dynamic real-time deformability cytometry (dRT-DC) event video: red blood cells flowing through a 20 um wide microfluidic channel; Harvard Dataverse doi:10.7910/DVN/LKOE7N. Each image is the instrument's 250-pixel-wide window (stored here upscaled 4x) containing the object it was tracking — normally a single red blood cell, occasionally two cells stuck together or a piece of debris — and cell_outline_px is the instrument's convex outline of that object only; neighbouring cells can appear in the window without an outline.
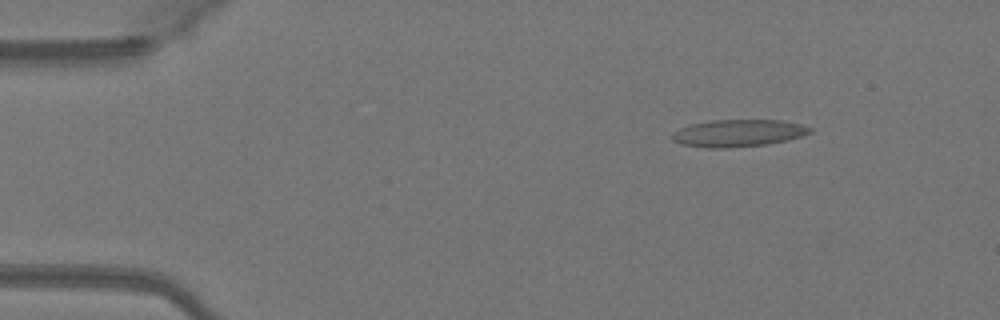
{"species": "Egyptian fruit bat (a non-hibernating species)", "species_latin": "Rousettus aegyptiacus", "temperature_condition": "warm", "stored_images_in_passage": 44, "camera_frame_rate_fps": 3000, "um_per_image_px": 0.085, "animal": {"sex": "female"}, "frame": {"image": 1, "passage_image": 1, "time_ms": 0.0, "image_size_px": [1000, 320], "cell_outline_px": [[812, 132], [788, 140], [768, 144], [728, 148], [708, 148], [680, 144], [672, 140], [672, 136], [680, 128], [692, 124], [712, 120], [780, 120], [800, 124], [812, 128]], "centroid_in_image_um": [62.76, 11.32], "position_along_channel_um": 22.2, "area_um2": 21.73}}
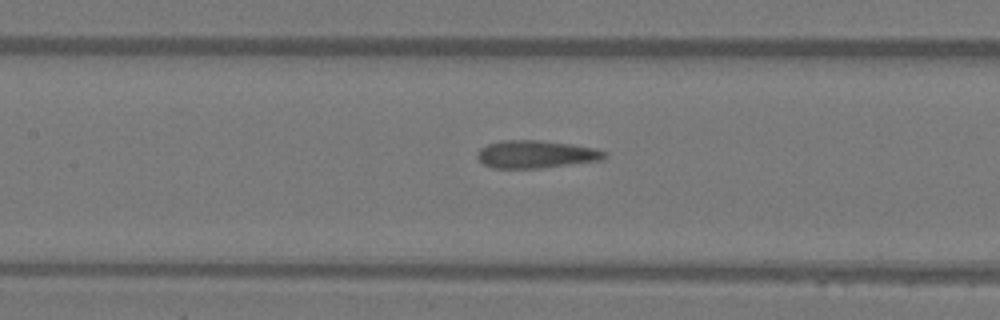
{"frame": {"image": 2, "passage_image": 17, "time_ms": 5.333, "image_size_px": [1000, 320], "cell_outline_px": [[604, 160], [540, 168], [492, 168], [484, 164], [476, 156], [476, 152], [480, 148], [488, 144], [500, 140], [540, 140], [572, 144], [592, 148], [604, 152]], "centroid_in_image_um": [45.5, 13.11], "position_along_channel_um": 161.9, "area_um2": 20.46}}
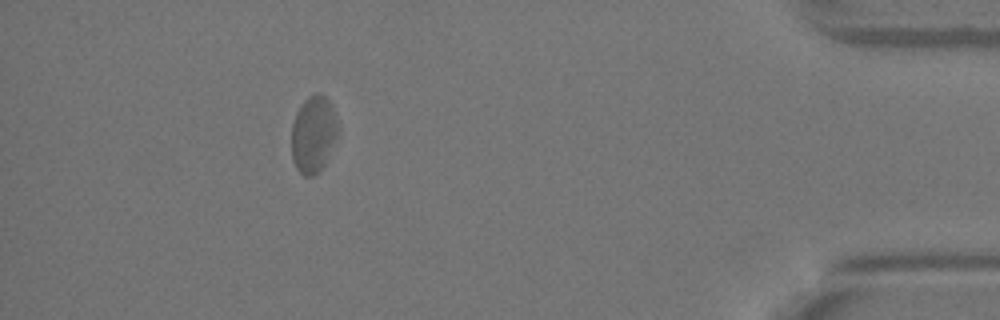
{"frame": {"image": 3, "passage_image": 39, "time_ms": 12.667, "image_size_px": [1000, 320], "cell_outline_px": [[340, 128], [324, 164], [320, 172], [312, 176], [304, 176], [296, 168], [292, 160], [292, 124], [296, 112], [300, 104], [308, 96], [316, 92], [320, 92], [332, 104]], "centroid_in_image_um": [26.64, 11.38], "position_along_channel_um": 408.6, "area_um2": 21.04}, "authors_computed_cell_mechanics": {"area_um2": 20.519, "velocity_mm_per_s": 4.1025, "shape_relaxation_time_tau1_ms": 7.7049, "shape_relaxation_time_tau2_ms": 3.9236, "deformation_change_tau1": 0.1641, "deformation_change_tau2": 0.1057}}